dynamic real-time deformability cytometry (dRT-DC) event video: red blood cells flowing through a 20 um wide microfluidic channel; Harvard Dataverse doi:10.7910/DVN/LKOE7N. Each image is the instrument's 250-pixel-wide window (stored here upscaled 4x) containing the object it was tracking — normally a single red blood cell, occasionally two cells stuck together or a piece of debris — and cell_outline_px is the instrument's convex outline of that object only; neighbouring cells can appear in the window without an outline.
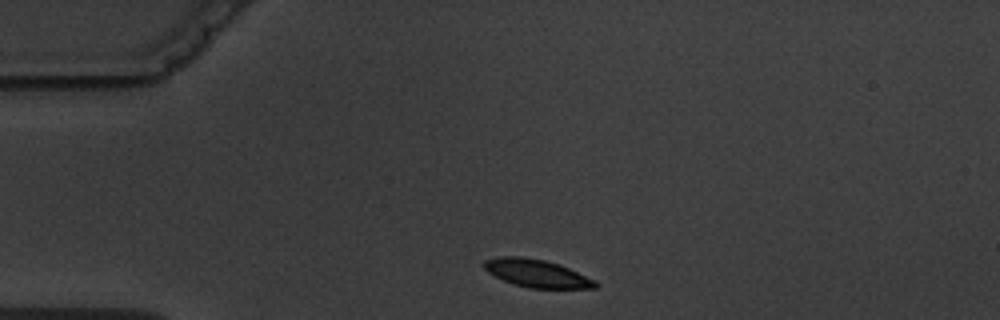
{"species": "common noctule bat (a hibernating species)", "species_latin": "Nyctalus noctula", "temperature_condition": "warm", "stored_images_in_passage": 3, "camera_frame_rate_fps": 3000, "um_per_image_px": 0.085, "animal": {"sex": "male", "body_mass_g": 19.5, "forearm_length_mm": 54.6}, "frame": {"image": 1, "passage_image": 1, "time_ms": 0.0, "image_size_px": [1000, 320], "cell_outline_px": [[600, 284], [596, 288], [528, 288], [512, 284], [488, 272], [484, 268], [484, 260], [500, 256], [520, 256], [544, 260], [560, 264], [596, 280]], "centroid_in_image_um": [45.65, 23.23], "position_along_channel_um": 39.3, "area_um2": 18.09}}
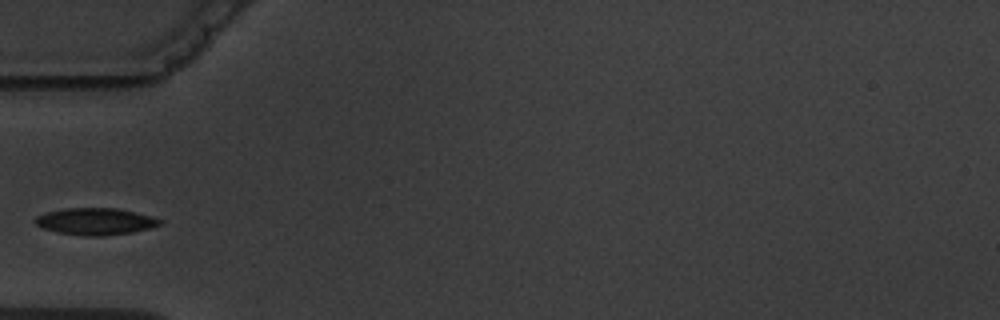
{"frame": {"image": 2, "passage_image": 2, "time_ms": 2.0, "image_size_px": [1000, 320], "cell_outline_px": [[164, 220], [160, 224], [152, 228], [132, 232], [100, 236], [88, 236], [56, 232], [44, 228], [36, 224], [32, 220], [36, 216], [44, 212], [64, 208], [116, 208], [136, 212]], "centroid_in_image_um": [8.09, 18.81], "position_along_channel_um": 76.9, "area_um2": 19.59}}
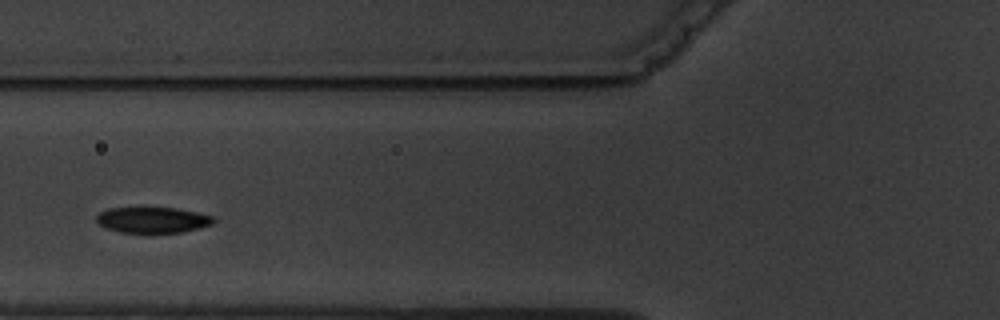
{"frame": {"image": 3, "passage_image": 3, "time_ms": 3.0, "image_size_px": [1000, 320], "cell_outline_px": [[216, 220], [212, 224], [200, 228], [184, 232], [120, 232], [108, 228], [100, 224], [96, 220], [96, 216], [100, 212], [108, 208], [140, 204], [176, 208], [216, 216]], "centroid_in_image_um": [12.98, 18.63], "position_along_channel_um": 112.8, "area_um2": 18.5}}